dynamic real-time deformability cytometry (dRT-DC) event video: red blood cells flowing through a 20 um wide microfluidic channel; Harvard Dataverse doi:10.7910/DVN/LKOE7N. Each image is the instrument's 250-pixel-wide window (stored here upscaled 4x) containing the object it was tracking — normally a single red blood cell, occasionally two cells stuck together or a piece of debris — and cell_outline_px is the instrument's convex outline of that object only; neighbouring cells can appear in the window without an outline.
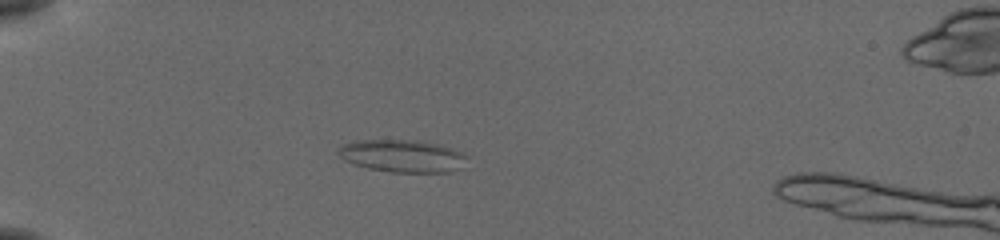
{"species": "common noctule bat (a hibernating species)", "species_latin": "Nyctalus noctula", "temperature_condition": "cold", "stored_images_in_passage": 41, "camera_frame_rate_fps": 3000, "um_per_image_px": 0.085, "animal": {"sex": "female", "body_mass_g": 19.5, "forearm_length_mm": 54.1}, "frame": {"image": 1, "passage_image": 8, "time_ms": 2.333, "image_size_px": [1000, 240], "cell_outline_px": [[468, 156], [460, 168], [452, 172], [388, 172], [368, 168], [352, 164], [344, 160], [336, 152], [340, 144], [352, 140], [416, 140], [440, 144], [464, 152]], "centroid_in_image_um": [34.17, 13.25], "position_along_channel_um": 50.8, "area_um2": 24.8}}
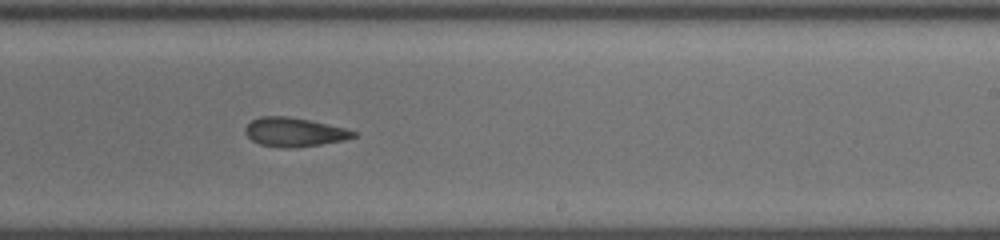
{"frame": {"image": 2, "passage_image": 23, "time_ms": 7.333, "image_size_px": [1000, 240], "cell_outline_px": [[356, 136], [344, 140], [296, 148], [284, 148], [260, 144], [252, 140], [244, 132], [244, 128], [252, 120], [260, 116], [288, 116], [348, 128], [356, 132]], "centroid_in_image_um": [25.01, 11.23], "position_along_channel_um": 264.0, "area_um2": 18.26}}
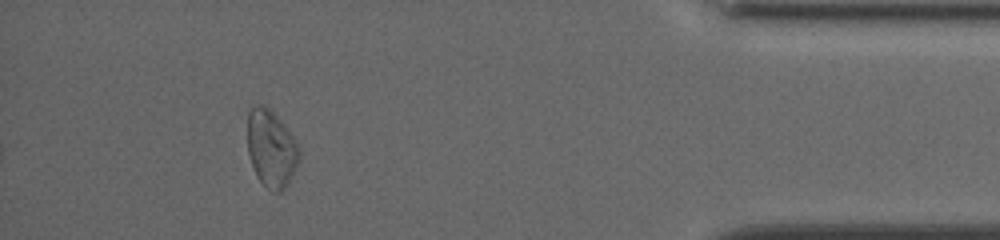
{"frame": {"image": 3, "passage_image": 37, "time_ms": 12.0, "image_size_px": [1000, 240], "cell_outline_px": [[300, 160], [288, 184], [284, 188], [276, 192], [272, 192], [256, 176], [248, 152], [248, 112], [256, 104], [260, 104], [268, 108], [284, 124], [296, 140], [300, 148]], "centroid_in_image_um": [23.08, 12.63], "position_along_channel_um": 412.1, "area_um2": 23.18}, "authors_computed_cell_mechanics": {"area_um2": 20.2878, "velocity_mm_per_s": 3.8125, "shape_relaxation_time_tau1_ms": null, "shape_relaxation_time_tau2_ms": 5.2458, "deformation_change_tau1": null, "deformation_change_tau2": 0.133}}